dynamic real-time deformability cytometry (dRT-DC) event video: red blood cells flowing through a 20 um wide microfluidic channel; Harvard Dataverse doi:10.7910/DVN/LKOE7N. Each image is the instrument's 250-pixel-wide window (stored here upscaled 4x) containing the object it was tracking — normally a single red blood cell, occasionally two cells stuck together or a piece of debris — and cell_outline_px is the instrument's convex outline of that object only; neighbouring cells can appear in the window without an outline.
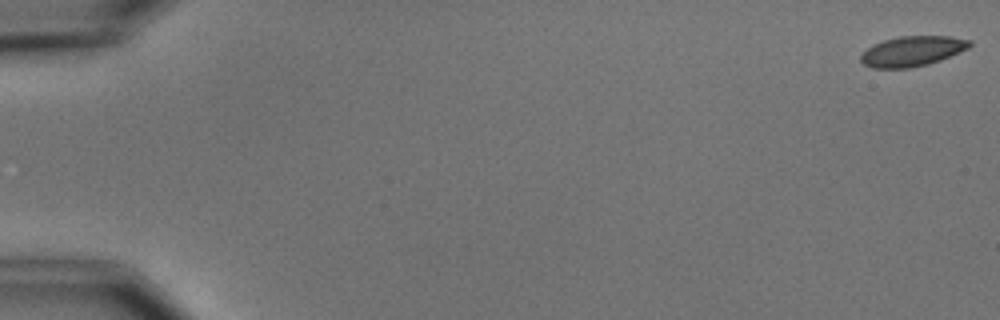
{"species": "common noctule bat (a hibernating species)", "species_latin": "Nyctalus noctula", "temperature_condition": "cold", "stored_images_in_passage": 56, "camera_frame_rate_fps": 3000, "um_per_image_px": 0.085, "animal": {"sex": "male", "body_mass_g": 15.6}, "frame": {"image": 1, "passage_image": 1, "time_ms": 0.0, "image_size_px": [1000, 320], "cell_outline_px": [[972, 44], [968, 48], [960, 52], [940, 60], [928, 64], [908, 68], [872, 68], [864, 64], [860, 60], [860, 56], [872, 44], [884, 40], [900, 36], [948, 36], [972, 40]], "centroid_in_image_um": [77.55, 4.35], "position_along_channel_um": 7.5, "area_um2": 19.07}}
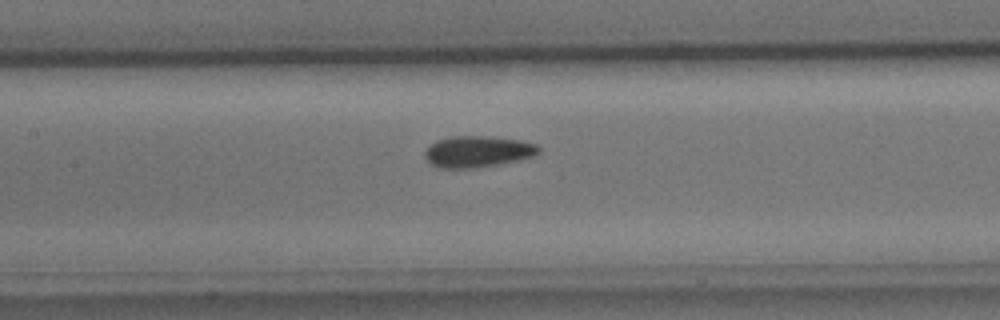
{"frame": {"image": 2, "passage_image": 27, "time_ms": 8.667, "image_size_px": [1000, 320], "cell_outline_px": [[540, 152], [536, 156], [520, 160], [500, 164], [476, 168], [440, 168], [432, 164], [424, 156], [424, 152], [436, 140], [452, 136], [492, 136], [520, 140], [536, 144], [540, 148]], "centroid_in_image_um": [40.65, 12.88], "position_along_channel_um": 166.8, "area_um2": 20.98}}
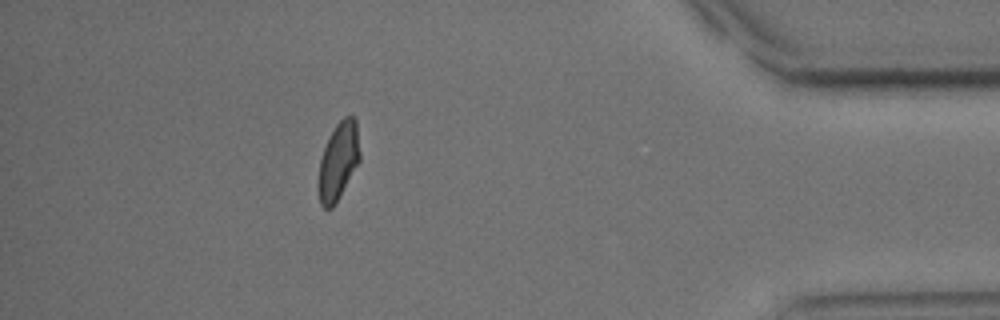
{"frame": {"image": 3, "passage_image": 50, "time_ms": 16.333, "image_size_px": [1000, 320], "cell_outline_px": [[360, 160], [336, 204], [332, 208], [324, 208], [320, 204], [320, 160], [328, 136], [336, 124], [344, 116], [352, 116], [356, 120], [360, 152]], "centroid_in_image_um": [28.79, 13.67], "position_along_channel_um": 406.4, "area_um2": 18.44}, "authors_computed_cell_mechanics": {"area_um2": 19.8254, "velocity_mm_per_s": 3.6662, "shape_relaxation_time_tau1_ms": 3.6599, "shape_relaxation_time_tau2_ms": 2.4128, "deformation_change_tau1": 0.1022, "deformation_change_tau2": 0.0748}}